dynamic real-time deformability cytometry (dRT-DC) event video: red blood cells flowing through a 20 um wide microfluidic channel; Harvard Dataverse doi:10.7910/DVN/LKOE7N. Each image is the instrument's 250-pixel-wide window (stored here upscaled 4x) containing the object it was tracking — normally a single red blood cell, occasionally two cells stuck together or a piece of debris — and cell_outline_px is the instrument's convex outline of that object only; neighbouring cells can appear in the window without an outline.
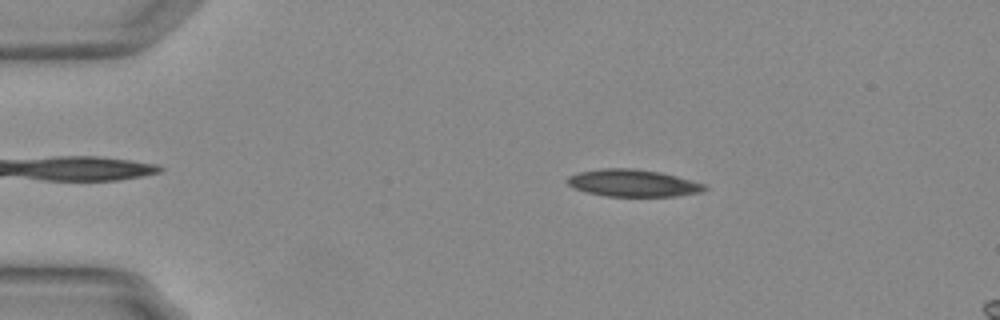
{"species": "Egyptian fruit bat (a non-hibernating species)", "species_latin": "Rousettus aegyptiacus", "temperature_condition": "warm", "stored_images_in_passage": 17, "camera_frame_rate_fps": 3000, "um_per_image_px": 0.085, "animal": {"sex": "female"}, "frame": {"image": 1, "passage_image": 10, "time_ms": 3.0, "image_size_px": [1000, 320], "cell_outline_px": [[708, 188], [700, 192], [676, 196], [604, 196], [588, 192], [576, 188], [568, 184], [564, 180], [568, 176], [580, 172], [600, 168], [636, 168], [660, 172], [676, 176], [704, 184]], "centroid_in_image_um": [53.78, 15.55], "position_along_channel_um": 31.2, "area_um2": 21.62}}